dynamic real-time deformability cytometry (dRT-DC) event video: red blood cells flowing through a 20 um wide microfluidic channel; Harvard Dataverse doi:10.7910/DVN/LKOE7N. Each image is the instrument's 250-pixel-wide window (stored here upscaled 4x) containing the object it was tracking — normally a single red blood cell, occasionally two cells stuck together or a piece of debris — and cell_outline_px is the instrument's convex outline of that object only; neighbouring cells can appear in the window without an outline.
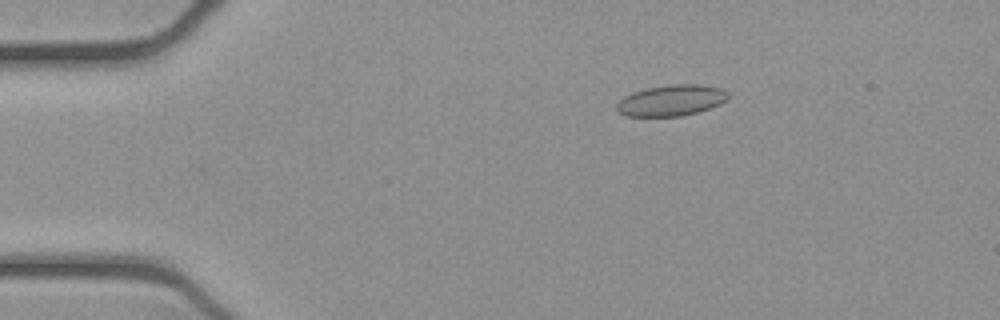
{"species": "common noctule bat (a hibernating species)", "species_latin": "Nyctalus noctula", "temperature_condition": "cold", "stored_images_in_passage": 35, "camera_frame_rate_fps": 3000, "um_per_image_px": 0.085, "animal": {"sex": "female", "body_mass_g": 21.9}, "frame": {"image": 1, "passage_image": 3, "time_ms": 0.667, "image_size_px": [1000, 320], "cell_outline_px": [[728, 100], [720, 104], [696, 112], [680, 116], [624, 116], [616, 112], [616, 104], [624, 96], [648, 88], [672, 84], [696, 84], [720, 88], [728, 92]], "centroid_in_image_um": [57.04, 8.54], "position_along_channel_um": 28.0, "area_um2": 20.0}}
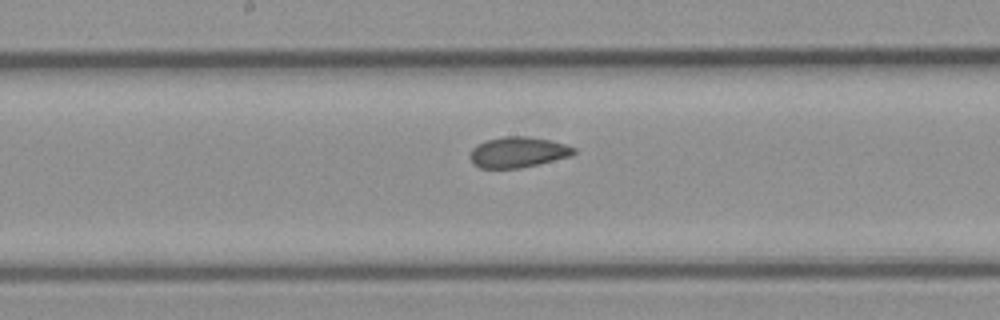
{"frame": {"image": 2, "passage_image": 21, "time_ms": 6.667, "image_size_px": [1000, 320], "cell_outline_px": [[576, 152], [572, 156], [520, 168], [480, 168], [472, 164], [472, 148], [476, 144], [484, 140], [504, 136], [528, 136], [548, 140], [564, 144], [576, 148]], "centroid_in_image_um": [44.02, 12.93], "position_along_channel_um": 204.2, "area_um2": 18.5}}
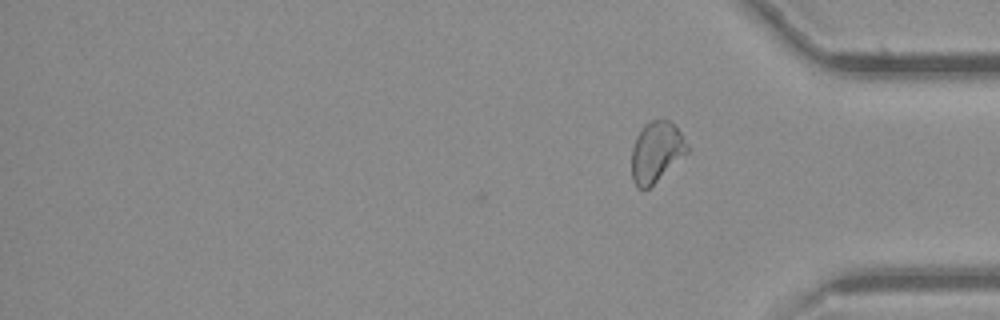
{"frame": {"image": 3, "passage_image": 35, "time_ms": 11.333, "image_size_px": [1000, 320], "cell_outline_px": [[688, 152], [648, 188], [636, 188], [632, 180], [632, 148], [636, 136], [644, 124], [652, 120], [664, 116], [680, 132], [688, 144]], "centroid_in_image_um": [55.77, 12.87], "position_along_channel_um": 379.4, "area_um2": 19.54}, "authors_computed_cell_mechanics": {"area_um2": 18.8428, "velocity_mm_per_s": 3.9108, "shape_relaxation_time_tau1_ms": null, "shape_relaxation_time_tau2_ms": 1.3216, "deformation_change_tau1": null, "deformation_change_tau2": 0.069}}